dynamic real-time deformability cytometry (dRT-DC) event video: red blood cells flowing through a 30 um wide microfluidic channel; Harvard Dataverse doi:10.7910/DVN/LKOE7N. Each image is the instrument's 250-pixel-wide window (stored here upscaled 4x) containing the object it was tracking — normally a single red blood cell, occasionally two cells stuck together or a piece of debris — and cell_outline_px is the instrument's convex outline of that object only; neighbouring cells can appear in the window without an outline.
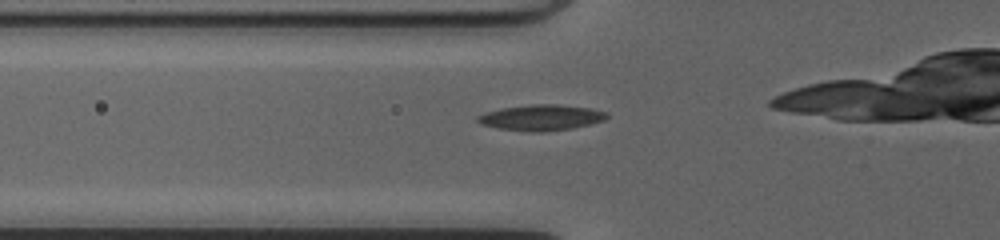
{"species": "common noctule bat (a hibernating species)", "species_latin": "Nyctalus noctula", "temperature_condition": "cold", "stored_images_in_passage": 13, "camera_frame_rate_fps": 3000, "um_per_image_px": 0.085, "animal": {"sex": "female", "body_mass_g": 20.0, "forearm_length_mm": 54.0}, "frame": {"image": 1, "passage_image": 8, "time_ms": 2.333, "image_size_px": [1000, 240], "cell_outline_px": [[608, 116], [604, 120], [572, 128], [544, 132], [528, 132], [500, 128], [480, 124], [476, 120], [476, 116], [500, 108], [532, 104], [556, 104], [588, 108], [608, 112]], "centroid_in_image_um": [45.98, 9.99], "position_along_channel_um": 79.8, "area_um2": 19.31}}
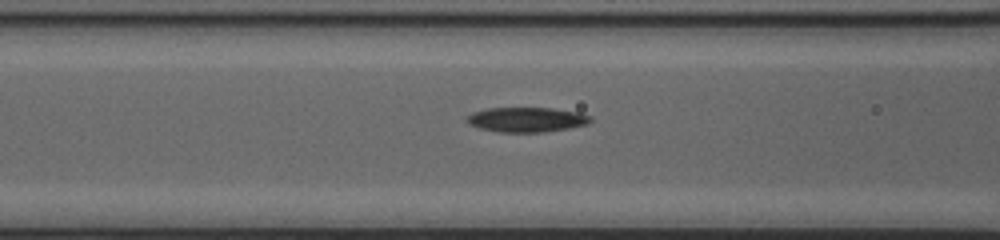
{"frame": {"image": 2, "passage_image": 11, "time_ms": 3.333, "image_size_px": [1000, 240], "cell_outline_px": [[592, 120], [588, 124], [568, 128], [544, 132], [496, 132], [480, 128], [468, 124], [464, 120], [464, 116], [472, 112], [488, 108], [552, 108], [580, 112], [592, 116]], "centroid_in_image_um": [44.73, 10.16], "position_along_channel_um": 121.9, "area_um2": 18.15}}